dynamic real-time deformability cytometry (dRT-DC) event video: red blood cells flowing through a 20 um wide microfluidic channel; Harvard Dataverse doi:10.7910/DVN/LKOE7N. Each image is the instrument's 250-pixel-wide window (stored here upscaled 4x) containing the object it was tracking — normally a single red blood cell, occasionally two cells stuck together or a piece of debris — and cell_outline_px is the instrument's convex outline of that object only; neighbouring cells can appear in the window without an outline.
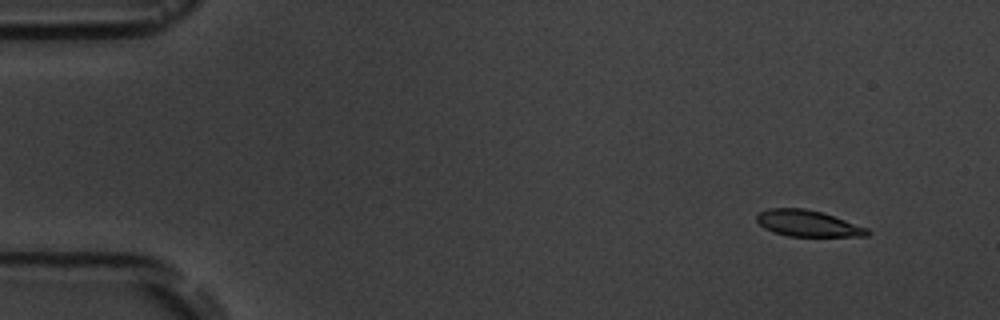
{"species": "common noctule bat (a hibernating species)", "species_latin": "Nyctalus noctula", "temperature_condition": "room temperature", "stored_images_in_passage": 5, "camera_frame_rate_fps": 3000, "um_per_image_px": 0.085, "animal": {"sex": "male", "body_mass_g": 19.5, "forearm_length_mm": 54.6}, "frame": {"image": 1, "passage_image": 1, "time_ms": 0.0, "image_size_px": [1000, 320], "cell_outline_px": [[872, 232], [868, 236], [788, 236], [764, 228], [756, 220], [756, 216], [760, 212], [768, 208], [804, 208], [820, 212], [868, 228]], "centroid_in_image_um": [68.66, 18.99], "position_along_channel_um": 16.3, "area_um2": 16.7}}
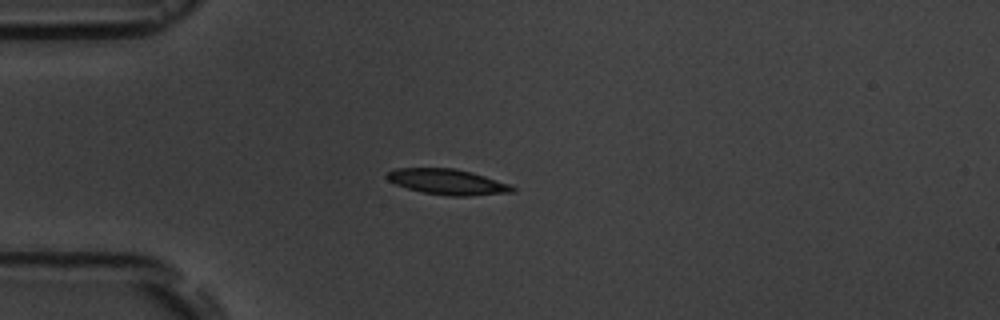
{"frame": {"image": 2, "passage_image": 4, "time_ms": 3.333, "image_size_px": [1000, 320], "cell_outline_px": [[516, 188], [512, 192], [468, 196], [448, 196], [424, 192], [408, 188], [396, 184], [388, 180], [384, 176], [388, 172], [396, 168], [456, 168], [472, 172], [508, 184]], "centroid_in_image_um": [38.01, 15.45], "position_along_channel_um": 47.0, "area_um2": 18.5}}